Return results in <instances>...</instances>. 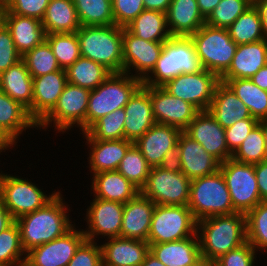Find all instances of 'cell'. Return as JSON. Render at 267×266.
Returning <instances> with one entry per match:
<instances>
[{"label": "cell", "instance_id": "34", "mask_svg": "<svg viewBox=\"0 0 267 266\" xmlns=\"http://www.w3.org/2000/svg\"><path fill=\"white\" fill-rule=\"evenodd\" d=\"M38 127L28 110L0 91V128L15 143L17 136L28 127ZM25 128V129H24Z\"/></svg>", "mask_w": 267, "mask_h": 266}, {"label": "cell", "instance_id": "18", "mask_svg": "<svg viewBox=\"0 0 267 266\" xmlns=\"http://www.w3.org/2000/svg\"><path fill=\"white\" fill-rule=\"evenodd\" d=\"M124 204L95 198L88 209V231L84 232L85 239L94 240V236L102 234L108 238L121 237Z\"/></svg>", "mask_w": 267, "mask_h": 266}, {"label": "cell", "instance_id": "56", "mask_svg": "<svg viewBox=\"0 0 267 266\" xmlns=\"http://www.w3.org/2000/svg\"><path fill=\"white\" fill-rule=\"evenodd\" d=\"M172 0H144L145 10L167 13Z\"/></svg>", "mask_w": 267, "mask_h": 266}, {"label": "cell", "instance_id": "66", "mask_svg": "<svg viewBox=\"0 0 267 266\" xmlns=\"http://www.w3.org/2000/svg\"><path fill=\"white\" fill-rule=\"evenodd\" d=\"M3 23L2 8H0V25Z\"/></svg>", "mask_w": 267, "mask_h": 266}, {"label": "cell", "instance_id": "6", "mask_svg": "<svg viewBox=\"0 0 267 266\" xmlns=\"http://www.w3.org/2000/svg\"><path fill=\"white\" fill-rule=\"evenodd\" d=\"M188 208L196 221L214 215L236 213L220 170L191 180Z\"/></svg>", "mask_w": 267, "mask_h": 266}, {"label": "cell", "instance_id": "51", "mask_svg": "<svg viewBox=\"0 0 267 266\" xmlns=\"http://www.w3.org/2000/svg\"><path fill=\"white\" fill-rule=\"evenodd\" d=\"M22 59L7 27L0 25V74Z\"/></svg>", "mask_w": 267, "mask_h": 266}, {"label": "cell", "instance_id": "2", "mask_svg": "<svg viewBox=\"0 0 267 266\" xmlns=\"http://www.w3.org/2000/svg\"><path fill=\"white\" fill-rule=\"evenodd\" d=\"M198 228L201 257L211 261L247 242L246 214L241 212L201 219Z\"/></svg>", "mask_w": 267, "mask_h": 266}, {"label": "cell", "instance_id": "10", "mask_svg": "<svg viewBox=\"0 0 267 266\" xmlns=\"http://www.w3.org/2000/svg\"><path fill=\"white\" fill-rule=\"evenodd\" d=\"M191 180L182 172L152 167L140 193L158 205L188 206Z\"/></svg>", "mask_w": 267, "mask_h": 266}, {"label": "cell", "instance_id": "1", "mask_svg": "<svg viewBox=\"0 0 267 266\" xmlns=\"http://www.w3.org/2000/svg\"><path fill=\"white\" fill-rule=\"evenodd\" d=\"M60 195L57 192L44 207L15 220L25 253L36 246L57 239L72 228L73 225L67 218L66 208Z\"/></svg>", "mask_w": 267, "mask_h": 266}, {"label": "cell", "instance_id": "11", "mask_svg": "<svg viewBox=\"0 0 267 266\" xmlns=\"http://www.w3.org/2000/svg\"><path fill=\"white\" fill-rule=\"evenodd\" d=\"M220 78L210 71L181 73L161 87L170 95L192 104L198 111H208Z\"/></svg>", "mask_w": 267, "mask_h": 266}, {"label": "cell", "instance_id": "28", "mask_svg": "<svg viewBox=\"0 0 267 266\" xmlns=\"http://www.w3.org/2000/svg\"><path fill=\"white\" fill-rule=\"evenodd\" d=\"M199 236L196 233L179 241L150 244V253L165 266H191L201 258Z\"/></svg>", "mask_w": 267, "mask_h": 266}, {"label": "cell", "instance_id": "62", "mask_svg": "<svg viewBox=\"0 0 267 266\" xmlns=\"http://www.w3.org/2000/svg\"><path fill=\"white\" fill-rule=\"evenodd\" d=\"M13 143L14 142L0 128V152L10 147L9 145H13Z\"/></svg>", "mask_w": 267, "mask_h": 266}, {"label": "cell", "instance_id": "23", "mask_svg": "<svg viewBox=\"0 0 267 266\" xmlns=\"http://www.w3.org/2000/svg\"><path fill=\"white\" fill-rule=\"evenodd\" d=\"M156 204L139 193L124 204L121 237L148 241Z\"/></svg>", "mask_w": 267, "mask_h": 266}, {"label": "cell", "instance_id": "7", "mask_svg": "<svg viewBox=\"0 0 267 266\" xmlns=\"http://www.w3.org/2000/svg\"><path fill=\"white\" fill-rule=\"evenodd\" d=\"M190 38L203 69L220 78L230 67L237 48L228 29L204 24Z\"/></svg>", "mask_w": 267, "mask_h": 266}, {"label": "cell", "instance_id": "58", "mask_svg": "<svg viewBox=\"0 0 267 266\" xmlns=\"http://www.w3.org/2000/svg\"><path fill=\"white\" fill-rule=\"evenodd\" d=\"M221 0H197V4L202 16L206 19L215 9Z\"/></svg>", "mask_w": 267, "mask_h": 266}, {"label": "cell", "instance_id": "52", "mask_svg": "<svg viewBox=\"0 0 267 266\" xmlns=\"http://www.w3.org/2000/svg\"><path fill=\"white\" fill-rule=\"evenodd\" d=\"M259 123L254 117L235 122L233 126L225 128V139L228 150L233 154L242 144L250 131Z\"/></svg>", "mask_w": 267, "mask_h": 266}, {"label": "cell", "instance_id": "44", "mask_svg": "<svg viewBox=\"0 0 267 266\" xmlns=\"http://www.w3.org/2000/svg\"><path fill=\"white\" fill-rule=\"evenodd\" d=\"M265 137L262 126L258 123L247 135L242 144L232 154L235 161L246 164H257L267 160Z\"/></svg>", "mask_w": 267, "mask_h": 266}, {"label": "cell", "instance_id": "3", "mask_svg": "<svg viewBox=\"0 0 267 266\" xmlns=\"http://www.w3.org/2000/svg\"><path fill=\"white\" fill-rule=\"evenodd\" d=\"M122 27L81 26L77 31L80 54L103 65L111 73L123 72Z\"/></svg>", "mask_w": 267, "mask_h": 266}, {"label": "cell", "instance_id": "67", "mask_svg": "<svg viewBox=\"0 0 267 266\" xmlns=\"http://www.w3.org/2000/svg\"><path fill=\"white\" fill-rule=\"evenodd\" d=\"M250 3L254 4L257 0H248Z\"/></svg>", "mask_w": 267, "mask_h": 266}, {"label": "cell", "instance_id": "9", "mask_svg": "<svg viewBox=\"0 0 267 266\" xmlns=\"http://www.w3.org/2000/svg\"><path fill=\"white\" fill-rule=\"evenodd\" d=\"M228 187L233 209L247 214L261 202L254 164H246L230 158L220 163V168Z\"/></svg>", "mask_w": 267, "mask_h": 266}, {"label": "cell", "instance_id": "45", "mask_svg": "<svg viewBox=\"0 0 267 266\" xmlns=\"http://www.w3.org/2000/svg\"><path fill=\"white\" fill-rule=\"evenodd\" d=\"M25 251L21 245L20 231L16 221L0 232V266H24L20 259Z\"/></svg>", "mask_w": 267, "mask_h": 266}, {"label": "cell", "instance_id": "53", "mask_svg": "<svg viewBox=\"0 0 267 266\" xmlns=\"http://www.w3.org/2000/svg\"><path fill=\"white\" fill-rule=\"evenodd\" d=\"M255 248L247 241L218 258L216 266H253Z\"/></svg>", "mask_w": 267, "mask_h": 266}, {"label": "cell", "instance_id": "42", "mask_svg": "<svg viewBox=\"0 0 267 266\" xmlns=\"http://www.w3.org/2000/svg\"><path fill=\"white\" fill-rule=\"evenodd\" d=\"M22 60L25 62L32 78L61 70L57 59L46 40L43 43L36 45L32 50L26 52L22 56Z\"/></svg>", "mask_w": 267, "mask_h": 266}, {"label": "cell", "instance_id": "13", "mask_svg": "<svg viewBox=\"0 0 267 266\" xmlns=\"http://www.w3.org/2000/svg\"><path fill=\"white\" fill-rule=\"evenodd\" d=\"M90 90L67 83L54 109L38 124L45 127L52 120L60 131H65L76 122L86 131V115Z\"/></svg>", "mask_w": 267, "mask_h": 266}, {"label": "cell", "instance_id": "65", "mask_svg": "<svg viewBox=\"0 0 267 266\" xmlns=\"http://www.w3.org/2000/svg\"><path fill=\"white\" fill-rule=\"evenodd\" d=\"M10 0H0V8H5Z\"/></svg>", "mask_w": 267, "mask_h": 266}, {"label": "cell", "instance_id": "17", "mask_svg": "<svg viewBox=\"0 0 267 266\" xmlns=\"http://www.w3.org/2000/svg\"><path fill=\"white\" fill-rule=\"evenodd\" d=\"M151 102L155 122L184 131L199 112L192 104L170 95L161 86H151Z\"/></svg>", "mask_w": 267, "mask_h": 266}, {"label": "cell", "instance_id": "41", "mask_svg": "<svg viewBox=\"0 0 267 266\" xmlns=\"http://www.w3.org/2000/svg\"><path fill=\"white\" fill-rule=\"evenodd\" d=\"M46 41L61 69L66 70L81 56L76 32L47 34Z\"/></svg>", "mask_w": 267, "mask_h": 266}, {"label": "cell", "instance_id": "21", "mask_svg": "<svg viewBox=\"0 0 267 266\" xmlns=\"http://www.w3.org/2000/svg\"><path fill=\"white\" fill-rule=\"evenodd\" d=\"M182 132L178 127L155 123L134 144L151 167H159L165 153L177 146Z\"/></svg>", "mask_w": 267, "mask_h": 266}, {"label": "cell", "instance_id": "48", "mask_svg": "<svg viewBox=\"0 0 267 266\" xmlns=\"http://www.w3.org/2000/svg\"><path fill=\"white\" fill-rule=\"evenodd\" d=\"M112 14L115 25L125 28L143 10L144 0H112Z\"/></svg>", "mask_w": 267, "mask_h": 266}, {"label": "cell", "instance_id": "31", "mask_svg": "<svg viewBox=\"0 0 267 266\" xmlns=\"http://www.w3.org/2000/svg\"><path fill=\"white\" fill-rule=\"evenodd\" d=\"M93 178L96 198L125 204L140 193V189L118 171H103Z\"/></svg>", "mask_w": 267, "mask_h": 266}, {"label": "cell", "instance_id": "4", "mask_svg": "<svg viewBox=\"0 0 267 266\" xmlns=\"http://www.w3.org/2000/svg\"><path fill=\"white\" fill-rule=\"evenodd\" d=\"M131 76L125 72L110 73L96 89L90 91L86 130L101 117L116 109L124 108L133 94L143 85L141 79Z\"/></svg>", "mask_w": 267, "mask_h": 266}, {"label": "cell", "instance_id": "46", "mask_svg": "<svg viewBox=\"0 0 267 266\" xmlns=\"http://www.w3.org/2000/svg\"><path fill=\"white\" fill-rule=\"evenodd\" d=\"M247 241L255 248L267 249V201H261L246 214Z\"/></svg>", "mask_w": 267, "mask_h": 266}, {"label": "cell", "instance_id": "27", "mask_svg": "<svg viewBox=\"0 0 267 266\" xmlns=\"http://www.w3.org/2000/svg\"><path fill=\"white\" fill-rule=\"evenodd\" d=\"M215 120L225 129L235 122L251 118L248 107L224 82H219L208 109Z\"/></svg>", "mask_w": 267, "mask_h": 266}, {"label": "cell", "instance_id": "22", "mask_svg": "<svg viewBox=\"0 0 267 266\" xmlns=\"http://www.w3.org/2000/svg\"><path fill=\"white\" fill-rule=\"evenodd\" d=\"M177 146L180 151L181 172L190 180L213 174L219 170L220 162L184 131L179 136Z\"/></svg>", "mask_w": 267, "mask_h": 266}, {"label": "cell", "instance_id": "61", "mask_svg": "<svg viewBox=\"0 0 267 266\" xmlns=\"http://www.w3.org/2000/svg\"><path fill=\"white\" fill-rule=\"evenodd\" d=\"M141 266H165L161 261L155 258L150 252L146 255Z\"/></svg>", "mask_w": 267, "mask_h": 266}, {"label": "cell", "instance_id": "35", "mask_svg": "<svg viewBox=\"0 0 267 266\" xmlns=\"http://www.w3.org/2000/svg\"><path fill=\"white\" fill-rule=\"evenodd\" d=\"M167 26V14L164 12L143 10L125 28L146 41L166 42L171 34L164 30Z\"/></svg>", "mask_w": 267, "mask_h": 266}, {"label": "cell", "instance_id": "36", "mask_svg": "<svg viewBox=\"0 0 267 266\" xmlns=\"http://www.w3.org/2000/svg\"><path fill=\"white\" fill-rule=\"evenodd\" d=\"M248 107L252 117L258 121L267 119V91L254 84L251 79H220Z\"/></svg>", "mask_w": 267, "mask_h": 266}, {"label": "cell", "instance_id": "32", "mask_svg": "<svg viewBox=\"0 0 267 266\" xmlns=\"http://www.w3.org/2000/svg\"><path fill=\"white\" fill-rule=\"evenodd\" d=\"M93 147L90 156V168L94 174L103 171H117L122 158L134 142L125 138L119 140L87 139Z\"/></svg>", "mask_w": 267, "mask_h": 266}, {"label": "cell", "instance_id": "30", "mask_svg": "<svg viewBox=\"0 0 267 266\" xmlns=\"http://www.w3.org/2000/svg\"><path fill=\"white\" fill-rule=\"evenodd\" d=\"M166 14L171 36L190 37L205 24L197 0H172Z\"/></svg>", "mask_w": 267, "mask_h": 266}, {"label": "cell", "instance_id": "49", "mask_svg": "<svg viewBox=\"0 0 267 266\" xmlns=\"http://www.w3.org/2000/svg\"><path fill=\"white\" fill-rule=\"evenodd\" d=\"M93 242L85 239L67 266H103L102 248Z\"/></svg>", "mask_w": 267, "mask_h": 266}, {"label": "cell", "instance_id": "20", "mask_svg": "<svg viewBox=\"0 0 267 266\" xmlns=\"http://www.w3.org/2000/svg\"><path fill=\"white\" fill-rule=\"evenodd\" d=\"M67 83L64 69L33 78L32 119L37 125L54 109Z\"/></svg>", "mask_w": 267, "mask_h": 266}, {"label": "cell", "instance_id": "16", "mask_svg": "<svg viewBox=\"0 0 267 266\" xmlns=\"http://www.w3.org/2000/svg\"><path fill=\"white\" fill-rule=\"evenodd\" d=\"M122 40L123 72L128 73L132 66L138 70L137 72H140L138 73L140 75L137 74L136 77L144 80L146 75L149 76V73L155 68L164 42L146 41L130 33L126 28L122 29Z\"/></svg>", "mask_w": 267, "mask_h": 266}, {"label": "cell", "instance_id": "15", "mask_svg": "<svg viewBox=\"0 0 267 266\" xmlns=\"http://www.w3.org/2000/svg\"><path fill=\"white\" fill-rule=\"evenodd\" d=\"M184 132L220 163L231 158L232 153L226 144L225 129L209 111H199Z\"/></svg>", "mask_w": 267, "mask_h": 266}, {"label": "cell", "instance_id": "24", "mask_svg": "<svg viewBox=\"0 0 267 266\" xmlns=\"http://www.w3.org/2000/svg\"><path fill=\"white\" fill-rule=\"evenodd\" d=\"M103 266H141L150 252L147 241L116 237L101 245Z\"/></svg>", "mask_w": 267, "mask_h": 266}, {"label": "cell", "instance_id": "33", "mask_svg": "<svg viewBox=\"0 0 267 266\" xmlns=\"http://www.w3.org/2000/svg\"><path fill=\"white\" fill-rule=\"evenodd\" d=\"M41 22L47 34L73 33L81 27L73 0H50Z\"/></svg>", "mask_w": 267, "mask_h": 266}, {"label": "cell", "instance_id": "43", "mask_svg": "<svg viewBox=\"0 0 267 266\" xmlns=\"http://www.w3.org/2000/svg\"><path fill=\"white\" fill-rule=\"evenodd\" d=\"M151 168L140 150L133 144L122 158L117 171L141 190Z\"/></svg>", "mask_w": 267, "mask_h": 266}, {"label": "cell", "instance_id": "25", "mask_svg": "<svg viewBox=\"0 0 267 266\" xmlns=\"http://www.w3.org/2000/svg\"><path fill=\"white\" fill-rule=\"evenodd\" d=\"M3 24L9 30L17 51L23 56L36 45L46 40L47 33L41 20L2 12Z\"/></svg>", "mask_w": 267, "mask_h": 266}, {"label": "cell", "instance_id": "14", "mask_svg": "<svg viewBox=\"0 0 267 266\" xmlns=\"http://www.w3.org/2000/svg\"><path fill=\"white\" fill-rule=\"evenodd\" d=\"M84 240V231L72 227L57 239L29 250L24 266H67Z\"/></svg>", "mask_w": 267, "mask_h": 266}, {"label": "cell", "instance_id": "55", "mask_svg": "<svg viewBox=\"0 0 267 266\" xmlns=\"http://www.w3.org/2000/svg\"><path fill=\"white\" fill-rule=\"evenodd\" d=\"M254 172L261 201H267V160L254 164Z\"/></svg>", "mask_w": 267, "mask_h": 266}, {"label": "cell", "instance_id": "8", "mask_svg": "<svg viewBox=\"0 0 267 266\" xmlns=\"http://www.w3.org/2000/svg\"><path fill=\"white\" fill-rule=\"evenodd\" d=\"M196 227L188 206L156 204L147 242L150 245L183 240L200 233Z\"/></svg>", "mask_w": 267, "mask_h": 266}, {"label": "cell", "instance_id": "29", "mask_svg": "<svg viewBox=\"0 0 267 266\" xmlns=\"http://www.w3.org/2000/svg\"><path fill=\"white\" fill-rule=\"evenodd\" d=\"M0 91L25 107L32 118L33 78L22 59L0 74Z\"/></svg>", "mask_w": 267, "mask_h": 266}, {"label": "cell", "instance_id": "54", "mask_svg": "<svg viewBox=\"0 0 267 266\" xmlns=\"http://www.w3.org/2000/svg\"><path fill=\"white\" fill-rule=\"evenodd\" d=\"M159 167L166 171L171 172H181L182 166H181V159H180V151L178 149V146L168 150L159 165Z\"/></svg>", "mask_w": 267, "mask_h": 266}, {"label": "cell", "instance_id": "37", "mask_svg": "<svg viewBox=\"0 0 267 266\" xmlns=\"http://www.w3.org/2000/svg\"><path fill=\"white\" fill-rule=\"evenodd\" d=\"M65 71L68 83L90 91L96 89L111 73L103 65L82 56Z\"/></svg>", "mask_w": 267, "mask_h": 266}, {"label": "cell", "instance_id": "50", "mask_svg": "<svg viewBox=\"0 0 267 266\" xmlns=\"http://www.w3.org/2000/svg\"><path fill=\"white\" fill-rule=\"evenodd\" d=\"M50 0H10L2 12H11L21 16L42 20Z\"/></svg>", "mask_w": 267, "mask_h": 266}, {"label": "cell", "instance_id": "5", "mask_svg": "<svg viewBox=\"0 0 267 266\" xmlns=\"http://www.w3.org/2000/svg\"><path fill=\"white\" fill-rule=\"evenodd\" d=\"M203 70L196 49L190 37L171 36L164 42L163 50L157 60L152 79L146 76L144 86H162L181 73H194Z\"/></svg>", "mask_w": 267, "mask_h": 266}, {"label": "cell", "instance_id": "47", "mask_svg": "<svg viewBox=\"0 0 267 266\" xmlns=\"http://www.w3.org/2000/svg\"><path fill=\"white\" fill-rule=\"evenodd\" d=\"M251 5L248 0H221L205 19V24L227 29Z\"/></svg>", "mask_w": 267, "mask_h": 266}, {"label": "cell", "instance_id": "63", "mask_svg": "<svg viewBox=\"0 0 267 266\" xmlns=\"http://www.w3.org/2000/svg\"><path fill=\"white\" fill-rule=\"evenodd\" d=\"M191 266H216V262L201 257L196 263Z\"/></svg>", "mask_w": 267, "mask_h": 266}, {"label": "cell", "instance_id": "40", "mask_svg": "<svg viewBox=\"0 0 267 266\" xmlns=\"http://www.w3.org/2000/svg\"><path fill=\"white\" fill-rule=\"evenodd\" d=\"M125 115L124 108H122L101 117L84 132L86 139H123Z\"/></svg>", "mask_w": 267, "mask_h": 266}, {"label": "cell", "instance_id": "38", "mask_svg": "<svg viewBox=\"0 0 267 266\" xmlns=\"http://www.w3.org/2000/svg\"><path fill=\"white\" fill-rule=\"evenodd\" d=\"M230 37L237 45L266 39L258 9L252 4L228 28Z\"/></svg>", "mask_w": 267, "mask_h": 266}, {"label": "cell", "instance_id": "60", "mask_svg": "<svg viewBox=\"0 0 267 266\" xmlns=\"http://www.w3.org/2000/svg\"><path fill=\"white\" fill-rule=\"evenodd\" d=\"M254 6L258 9L262 20L263 33L267 39V0H257Z\"/></svg>", "mask_w": 267, "mask_h": 266}, {"label": "cell", "instance_id": "19", "mask_svg": "<svg viewBox=\"0 0 267 266\" xmlns=\"http://www.w3.org/2000/svg\"><path fill=\"white\" fill-rule=\"evenodd\" d=\"M124 138L135 142L156 122L151 102V86L142 85L124 106Z\"/></svg>", "mask_w": 267, "mask_h": 266}, {"label": "cell", "instance_id": "57", "mask_svg": "<svg viewBox=\"0 0 267 266\" xmlns=\"http://www.w3.org/2000/svg\"><path fill=\"white\" fill-rule=\"evenodd\" d=\"M15 220L0 199V232L8 228Z\"/></svg>", "mask_w": 267, "mask_h": 266}, {"label": "cell", "instance_id": "39", "mask_svg": "<svg viewBox=\"0 0 267 266\" xmlns=\"http://www.w3.org/2000/svg\"><path fill=\"white\" fill-rule=\"evenodd\" d=\"M81 26L115 24L112 0H73Z\"/></svg>", "mask_w": 267, "mask_h": 266}, {"label": "cell", "instance_id": "64", "mask_svg": "<svg viewBox=\"0 0 267 266\" xmlns=\"http://www.w3.org/2000/svg\"><path fill=\"white\" fill-rule=\"evenodd\" d=\"M259 124L263 128V133H264V137H265V142L264 143H265L266 158H267V119L259 121Z\"/></svg>", "mask_w": 267, "mask_h": 266}, {"label": "cell", "instance_id": "26", "mask_svg": "<svg viewBox=\"0 0 267 266\" xmlns=\"http://www.w3.org/2000/svg\"><path fill=\"white\" fill-rule=\"evenodd\" d=\"M265 65H267V39L237 45L231 65L220 79H250Z\"/></svg>", "mask_w": 267, "mask_h": 266}, {"label": "cell", "instance_id": "59", "mask_svg": "<svg viewBox=\"0 0 267 266\" xmlns=\"http://www.w3.org/2000/svg\"><path fill=\"white\" fill-rule=\"evenodd\" d=\"M252 82L267 91V65L261 67L251 78Z\"/></svg>", "mask_w": 267, "mask_h": 266}, {"label": "cell", "instance_id": "12", "mask_svg": "<svg viewBox=\"0 0 267 266\" xmlns=\"http://www.w3.org/2000/svg\"><path fill=\"white\" fill-rule=\"evenodd\" d=\"M56 194L47 197L33 183L0 174V199L14 220L44 207Z\"/></svg>", "mask_w": 267, "mask_h": 266}]
</instances>
